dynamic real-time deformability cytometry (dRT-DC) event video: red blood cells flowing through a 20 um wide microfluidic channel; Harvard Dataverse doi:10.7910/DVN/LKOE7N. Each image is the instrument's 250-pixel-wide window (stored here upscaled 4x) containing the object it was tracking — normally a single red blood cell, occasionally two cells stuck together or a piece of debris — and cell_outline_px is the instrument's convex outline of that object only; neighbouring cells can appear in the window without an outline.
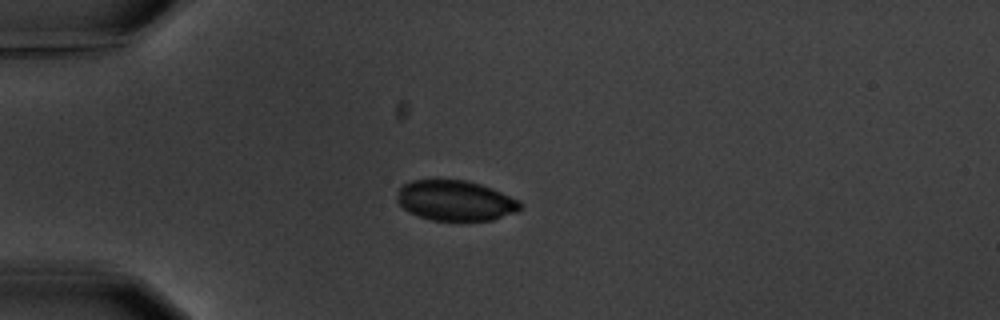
{"species": "common noctule bat (a hibernating species)", "species_latin": "Nyctalus noctula", "temperature_condition": "warm", "stored_images_in_passage": 4, "camera_frame_rate_fps": 3000, "um_per_image_px": 0.085, "animal": {"sex": "male", "body_mass_g": 20.1, "forearm_length_mm": 53.5}, "frame": {"image": 1, "passage_image": 4, "time_ms": 3.667, "image_size_px": [1000, 320], "cell_outline_px": [[524, 204], [516, 212], [492, 220], [432, 220], [408, 212], [396, 200], [396, 192], [404, 184], [412, 180], [436, 176], [464, 180], [480, 184], [492, 188], [520, 200]], "centroid_in_image_um": [38.67, 17.0], "position_along_channel_um": 46.3, "area_um2": 29.65}}